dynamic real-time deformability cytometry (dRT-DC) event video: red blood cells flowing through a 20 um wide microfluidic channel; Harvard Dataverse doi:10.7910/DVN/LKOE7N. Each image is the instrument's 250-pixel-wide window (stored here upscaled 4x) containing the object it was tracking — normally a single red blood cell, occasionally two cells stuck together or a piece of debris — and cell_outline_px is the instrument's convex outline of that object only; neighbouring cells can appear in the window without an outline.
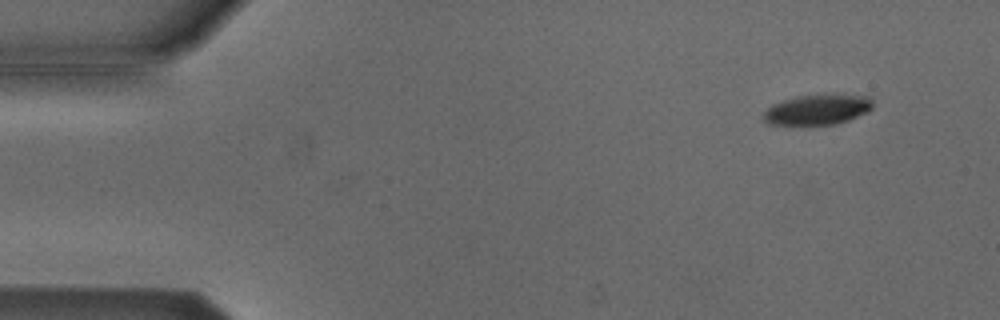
{"species": "Egyptian fruit bat (a non-hibernating species)", "species_latin": "Rousettus aegyptiacus", "temperature_condition": "cold", "stored_images_in_passage": 4, "camera_frame_rate_fps": 3000, "um_per_image_px": 0.085, "animal": {"sex": "male"}, "frame": {"image": 1, "passage_image": 1, "time_ms": 0.0, "image_size_px": [1000, 320], "cell_outline_px": [[872, 108], [868, 112], [848, 120], [836, 124], [768, 124], [764, 120], [764, 112], [772, 104], [796, 96], [868, 96], [872, 100]], "centroid_in_image_um": [69.47, 9.34], "position_along_channel_um": 15.5, "area_um2": 18.61}}